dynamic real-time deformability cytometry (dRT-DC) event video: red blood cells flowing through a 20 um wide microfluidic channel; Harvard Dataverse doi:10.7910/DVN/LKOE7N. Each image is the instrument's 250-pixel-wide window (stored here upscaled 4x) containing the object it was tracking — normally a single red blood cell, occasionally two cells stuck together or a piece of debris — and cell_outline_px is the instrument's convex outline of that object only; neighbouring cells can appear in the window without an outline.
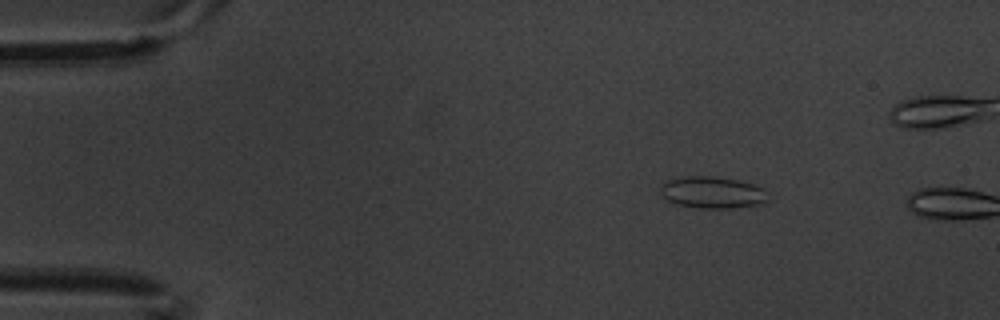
{"species": "common noctule bat (a hibernating species)", "species_latin": "Nyctalus noctula", "temperature_condition": "warm", "stored_images_in_passage": 3, "camera_frame_rate_fps": 3000, "um_per_image_px": 0.085, "animal": {"sex": "male", "body_mass_g": 20.1, "forearm_length_mm": 53.5}, "frame": {"image": 1, "passage_image": 2, "time_ms": 0.333, "image_size_px": [1000, 320], "cell_outline_px": [[768, 200], [760, 204], [732, 208], [696, 208], [676, 204], [668, 200], [660, 192], [660, 184], [664, 180], [684, 176], [712, 176], [736, 180], [752, 184], [764, 188]], "centroid_in_image_um": [60.5, 16.35], "position_along_channel_um": 24.5, "area_um2": 20.0}}